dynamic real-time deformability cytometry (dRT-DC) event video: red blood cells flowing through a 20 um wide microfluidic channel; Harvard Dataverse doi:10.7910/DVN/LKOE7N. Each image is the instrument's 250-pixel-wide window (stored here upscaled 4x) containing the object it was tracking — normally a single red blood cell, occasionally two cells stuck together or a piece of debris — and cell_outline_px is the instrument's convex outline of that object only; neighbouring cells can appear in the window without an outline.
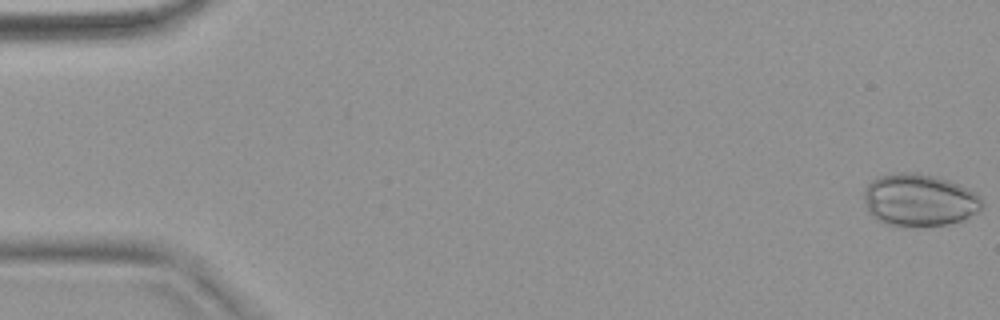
{"species": "common noctule bat (a hibernating species)", "species_latin": "Nyctalus noctula", "temperature_condition": "warm", "stored_images_in_passage": 53, "camera_frame_rate_fps": 3000, "um_per_image_px": 0.085, "animal": {"sex": "female", "body_mass_g": 18.4}, "frame": {"image": 1, "passage_image": 1, "time_ms": 0.0, "image_size_px": [1000, 320], "cell_outline_px": [[984, 204], [980, 212], [964, 220], [948, 224], [884, 224], [876, 220], [868, 212], [864, 200], [864, 188], [872, 180], [880, 176], [900, 172], [916, 172], [936, 176], [948, 180], [968, 188], [976, 192], [984, 200]], "centroid_in_image_um": [78.18, 16.98], "position_along_channel_um": 6.8, "area_um2": 36.07}}
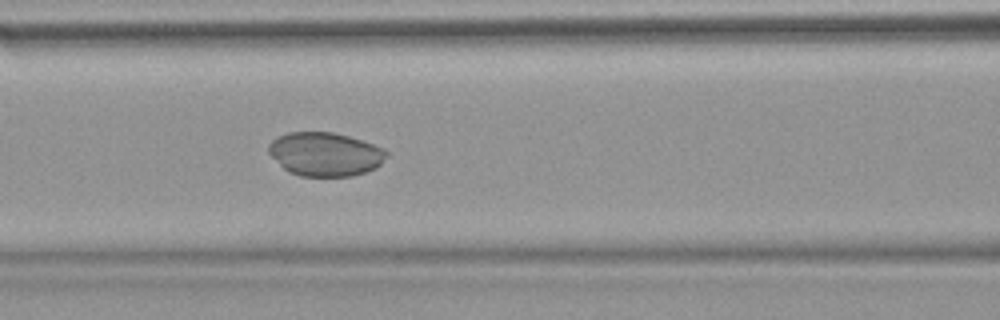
{"frame": {"image": 2, "passage_image": 23, "time_ms": 7.333, "image_size_px": [1000, 320], "cell_outline_px": [[388, 156], [376, 168], [352, 176], [300, 176], [288, 172], [268, 152], [268, 144], [276, 136], [288, 132], [332, 132], [348, 136], [384, 148], [388, 152]], "centroid_in_image_um": [27.63, 13.1], "position_along_channel_um": 139.0, "area_um2": 30.06}}